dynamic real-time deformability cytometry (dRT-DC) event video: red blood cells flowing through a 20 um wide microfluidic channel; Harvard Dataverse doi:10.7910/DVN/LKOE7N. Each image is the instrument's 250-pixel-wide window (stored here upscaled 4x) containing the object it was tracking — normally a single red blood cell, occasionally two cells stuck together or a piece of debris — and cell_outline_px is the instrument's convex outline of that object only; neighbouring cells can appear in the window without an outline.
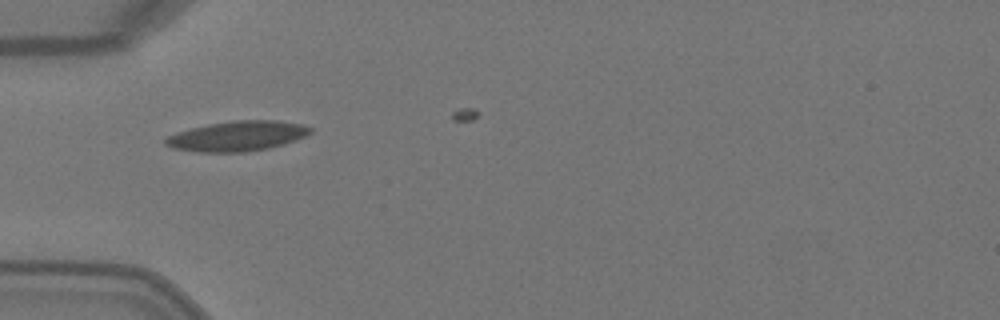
{"species": "Egyptian fruit bat (a non-hibernating species)", "species_latin": "Rousettus aegyptiacus", "temperature_condition": "warm", "stored_images_in_passage": 6, "camera_frame_rate_fps": 3000, "um_per_image_px": 0.085, "animal": {"sex": "female"}, "frame": {"image": 1, "passage_image": 5, "time_ms": 1.333, "image_size_px": [1000, 320], "cell_outline_px": [[312, 132], [296, 140], [284, 144], [268, 148], [244, 152], [200, 152], [172, 148], [164, 144], [164, 140], [168, 136], [176, 132], [208, 124], [232, 120], [276, 120], [300, 124], [312, 128]], "centroid_in_image_um": [20.16, 11.56], "position_along_channel_um": 64.8, "area_um2": 25.32}}